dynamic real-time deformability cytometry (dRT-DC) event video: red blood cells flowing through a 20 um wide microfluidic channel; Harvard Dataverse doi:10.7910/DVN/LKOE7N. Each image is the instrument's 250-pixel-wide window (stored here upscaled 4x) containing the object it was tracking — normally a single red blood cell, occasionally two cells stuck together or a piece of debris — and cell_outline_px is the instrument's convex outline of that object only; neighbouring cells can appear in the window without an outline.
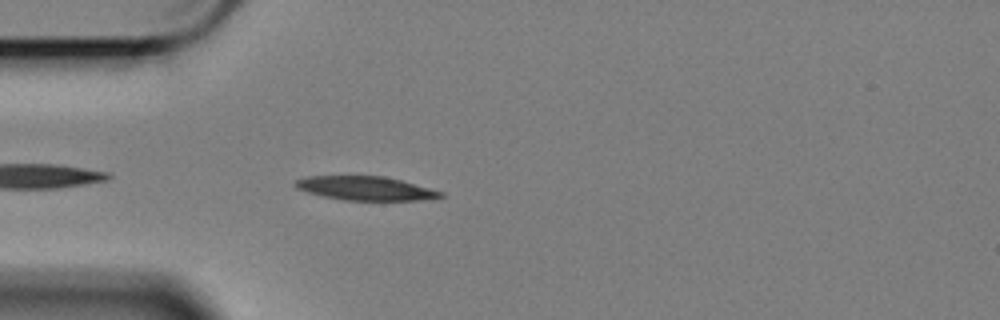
{"species": "Egyptian fruit bat (a non-hibernating species)", "species_latin": "Rousettus aegyptiacus", "temperature_condition": "cold", "stored_images_in_passage": 15, "camera_frame_rate_fps": 3000, "um_per_image_px": 0.085, "animal": {"sex": "female"}, "frame": {"image": 1, "passage_image": 3, "time_ms": 0.667, "image_size_px": [1000, 320], "cell_outline_px": [[444, 196], [420, 200], [344, 200], [324, 196], [308, 192], [296, 188], [292, 184], [296, 180], [308, 176], [384, 176], [400, 180], [444, 192]], "centroid_in_image_um": [31.04, 16.0], "position_along_channel_um": 54.0, "area_um2": 20.0}}
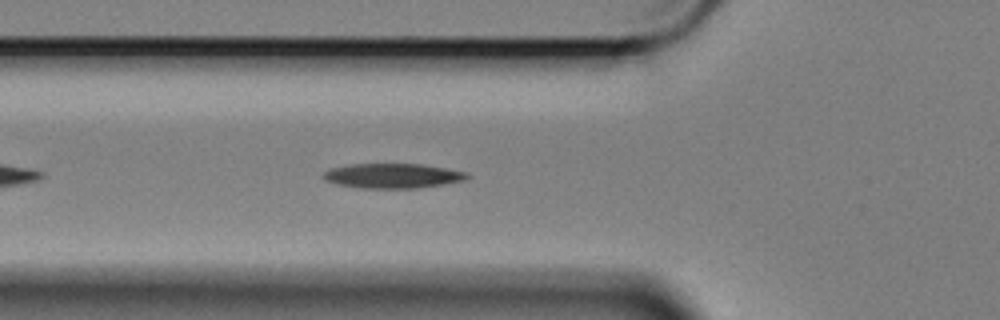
{"frame": {"image": 2, "passage_image": 7, "time_ms": 2.0, "image_size_px": [1000, 320], "cell_outline_px": [[472, 176], [468, 180], [444, 184], [416, 188], [360, 188], [336, 184], [324, 180], [320, 176], [324, 172], [332, 168], [352, 164], [420, 164], [468, 172]], "centroid_in_image_um": [33.4, 14.95], "position_along_channel_um": 92.4, "area_um2": 20.87}}
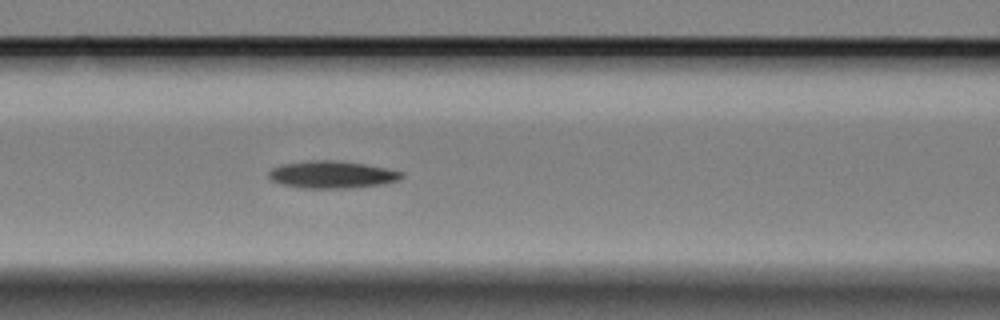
{"frame": {"image": 3, "passage_image": 11, "time_ms": 3.333, "image_size_px": [1000, 320], "cell_outline_px": [[404, 176], [400, 180], [384, 184], [352, 188], [304, 188], [280, 184], [272, 180], [268, 176], [268, 172], [272, 168], [280, 164], [308, 160], [336, 160], [364, 164], [404, 172]], "centroid_in_image_um": [28.22, 14.84], "position_along_channel_um": 138.4, "area_um2": 21.33}}